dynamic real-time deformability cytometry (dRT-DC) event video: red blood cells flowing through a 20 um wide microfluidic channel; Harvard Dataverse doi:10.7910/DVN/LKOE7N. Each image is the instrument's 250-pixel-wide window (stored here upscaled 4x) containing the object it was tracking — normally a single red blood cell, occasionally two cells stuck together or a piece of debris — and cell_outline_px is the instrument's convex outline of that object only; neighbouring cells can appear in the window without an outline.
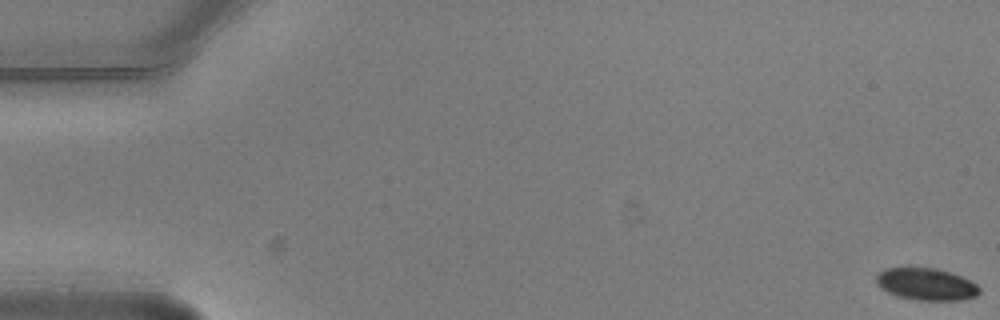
{"species": "common noctule bat (a hibernating species)", "species_latin": "Nyctalus noctula", "temperature_condition": "warm", "stored_images_in_passage": 5, "camera_frame_rate_fps": 3000, "um_per_image_px": 0.085, "animal": {"sex": "male", "body_mass_g": 20.5, "forearm_length_mm": 52.5}, "frame": {"image": 1, "passage_image": 1, "time_ms": 0.0, "image_size_px": [1000, 320], "cell_outline_px": [[980, 292], [976, 296], [964, 300], [916, 300], [896, 296], [880, 288], [876, 284], [876, 276], [884, 268], [936, 268], [952, 272], [972, 280], [980, 288]], "centroid_in_image_um": [78.75, 24.16], "position_along_channel_um": 6.2, "area_um2": 19.54}}
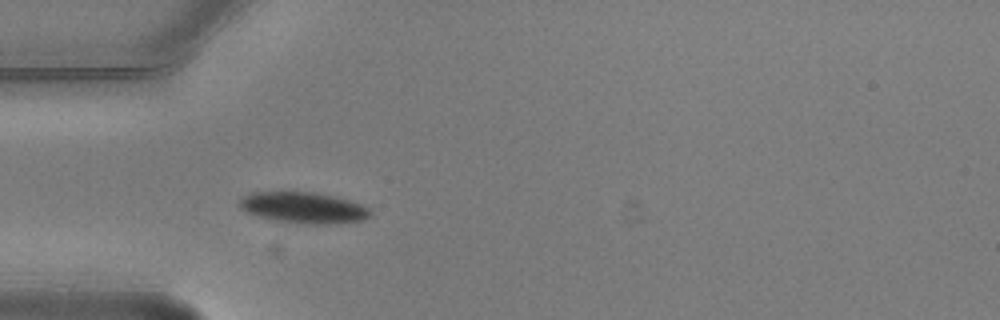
{"frame": {"image": 2, "passage_image": 5, "time_ms": 1.333, "image_size_px": [1000, 320], "cell_outline_px": [[372, 216], [364, 220], [324, 224], [312, 224], [276, 220], [260, 216], [248, 212], [240, 208], [240, 196], [252, 192], [316, 192], [336, 196], [360, 204], [368, 208], [372, 212]], "centroid_in_image_um": [25.82, 17.64], "position_along_channel_um": 59.2, "area_um2": 23.52}}